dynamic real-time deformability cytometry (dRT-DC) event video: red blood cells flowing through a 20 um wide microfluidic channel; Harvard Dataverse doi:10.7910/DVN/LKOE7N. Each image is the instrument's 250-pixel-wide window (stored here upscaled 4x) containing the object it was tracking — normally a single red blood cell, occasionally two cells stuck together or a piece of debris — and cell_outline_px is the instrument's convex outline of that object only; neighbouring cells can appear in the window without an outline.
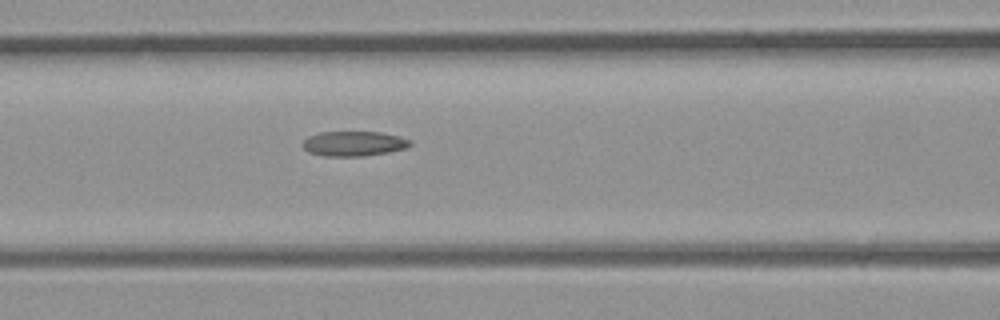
{"species": "common noctule bat (a hibernating species)", "species_latin": "Nyctalus noctula", "temperature_condition": "room temperature", "stored_images_in_passage": 5, "camera_frame_rate_fps": 3000, "um_per_image_px": 0.085, "animal": {"sex": "male", "body_mass_g": 23.1, "forearm_length_mm": 52.7}, "frame": {"image": 1, "passage_image": 5, "time_ms": 1.333, "image_size_px": [1000, 320], "cell_outline_px": [[412, 144], [408, 148], [388, 152], [364, 156], [324, 156], [308, 152], [304, 148], [304, 140], [308, 136], [320, 132], [380, 132], [400, 136], [408, 140]], "centroid_in_image_um": [30.08, 12.21], "position_along_channel_um": 136.5, "area_um2": 15.55}}